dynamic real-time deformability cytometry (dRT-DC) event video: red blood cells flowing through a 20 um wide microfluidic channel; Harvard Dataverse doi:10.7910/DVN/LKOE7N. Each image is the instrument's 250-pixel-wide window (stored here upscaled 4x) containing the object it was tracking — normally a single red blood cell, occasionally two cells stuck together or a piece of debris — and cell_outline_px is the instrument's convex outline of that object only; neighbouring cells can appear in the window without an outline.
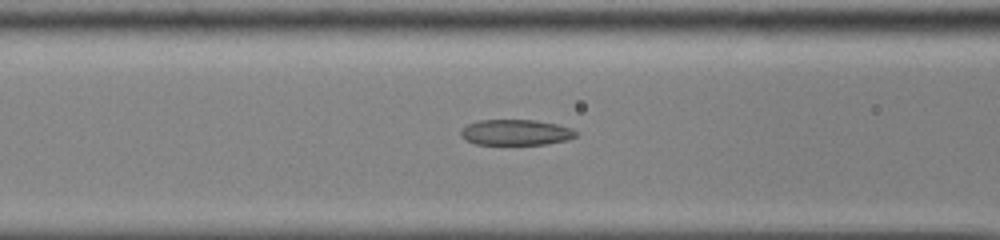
{"species": "common noctule bat (a hibernating species)", "species_latin": "Nyctalus noctula", "temperature_condition": "cold", "stored_images_in_passage": 54, "camera_frame_rate_fps": 3000, "um_per_image_px": 0.085, "animal": {"sex": "male", "body_mass_g": 13.0, "forearm_length_mm": 53.1}, "frame": {"image": 1, "passage_image": 24, "time_ms": 7.667, "image_size_px": [1000, 240], "cell_outline_px": [[576, 136], [568, 140], [544, 144], [476, 144], [460, 136], [460, 132], [468, 124], [480, 120], [536, 120], [556, 124], [572, 128], [576, 132]], "centroid_in_image_um": [43.86, 11.25], "position_along_channel_um": 122.7, "area_um2": 17.05}}
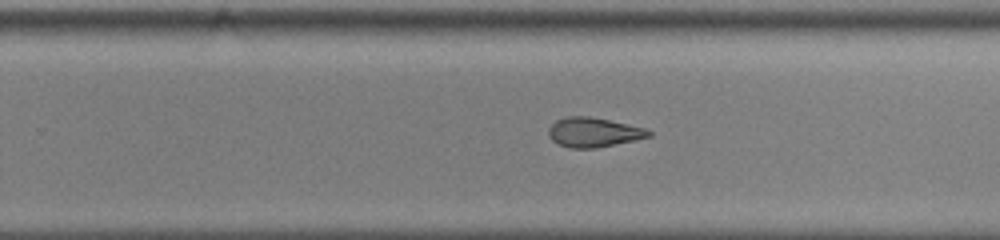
{"frame": {"image": 2, "passage_image": 36, "time_ms": 11.667, "image_size_px": [1000, 240], "cell_outline_px": [[652, 136], [596, 148], [568, 148], [556, 144], [548, 136], [548, 128], [556, 120], [564, 116], [588, 116], [608, 120], [644, 128], [652, 132]], "centroid_in_image_um": [50.39, 11.25], "position_along_channel_um": 279.4, "area_um2": 17.22}}
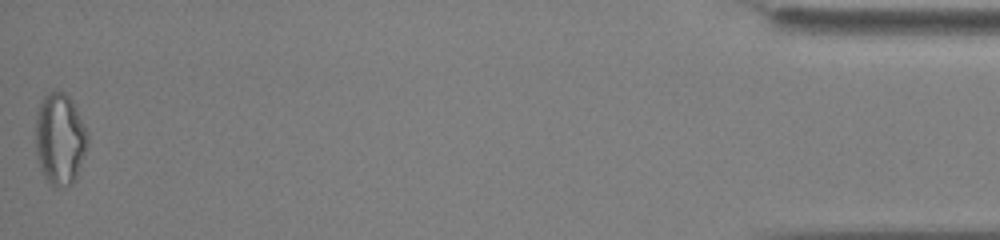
{"frame": {"image": 3, "passage_image": 54, "time_ms": 17.667, "image_size_px": [1000, 240], "cell_outline_px": [[88, 144], [76, 180], [72, 184], [60, 188], [52, 188], [44, 176], [40, 168], [36, 156], [36, 112], [40, 100], [52, 88], [56, 88], [64, 92], [72, 100], [88, 132]], "centroid_in_image_um": [5.08, 11.81], "position_along_channel_um": 430.1, "area_um2": 28.55}, "authors_computed_cell_mechanics": {"area_um2": 20.1722, "velocity_mm_per_s": 3.9188, "shape_relaxation_time_tau1_ms": null, "shape_relaxation_time_tau2_ms": 4.5736, "deformation_change_tau1": null, "deformation_change_tau2": 0.1329}}